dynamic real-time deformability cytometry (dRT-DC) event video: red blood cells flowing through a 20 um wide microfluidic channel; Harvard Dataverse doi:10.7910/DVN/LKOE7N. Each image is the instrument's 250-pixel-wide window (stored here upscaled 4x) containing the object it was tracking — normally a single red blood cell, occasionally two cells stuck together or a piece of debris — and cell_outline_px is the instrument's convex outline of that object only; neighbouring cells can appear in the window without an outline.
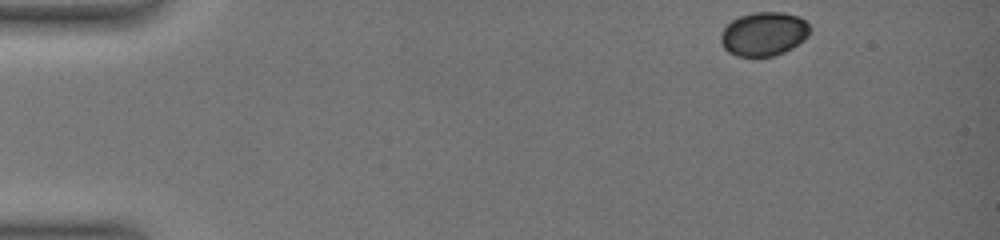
{"species": "common noctule bat (a hibernating species)", "species_latin": "Nyctalus noctula", "temperature_condition": "warm", "stored_images_in_passage": 9, "camera_frame_rate_fps": 3000, "um_per_image_px": 0.085, "animal": {"sex": "female", "body_mass_g": 19.0, "forearm_length_mm": 51.5}, "frame": {"image": 1, "passage_image": 1, "time_ms": 0.0, "image_size_px": [1000, 240], "cell_outline_px": [[812, 28], [808, 36], [804, 40], [792, 48], [784, 52], [772, 56], [736, 56], [728, 52], [724, 48], [720, 40], [720, 36], [724, 28], [732, 20], [740, 16], [752, 12], [784, 12], [800, 16]], "centroid_in_image_um": [64.94, 2.87], "position_along_channel_um": 20.1, "area_um2": 22.95}}
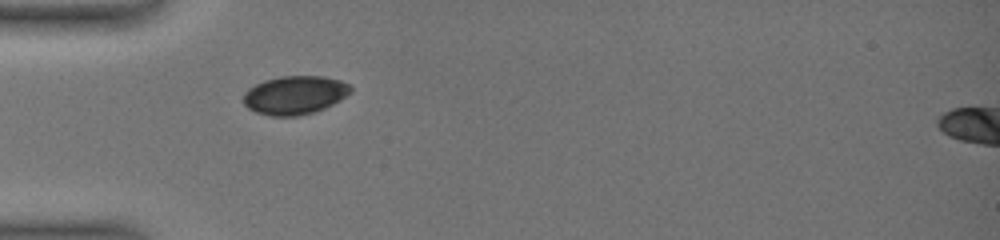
{"frame": {"image": 2, "passage_image": 6, "time_ms": 4.0, "image_size_px": [1000, 240], "cell_outline_px": [[352, 92], [340, 100], [316, 112], [300, 116], [272, 116], [256, 112], [248, 108], [244, 104], [244, 92], [248, 88], [264, 80], [280, 76], [324, 76], [340, 80], [352, 84]], "centroid_in_image_um": [25.09, 8.08], "position_along_channel_um": 59.9, "area_um2": 24.33}}
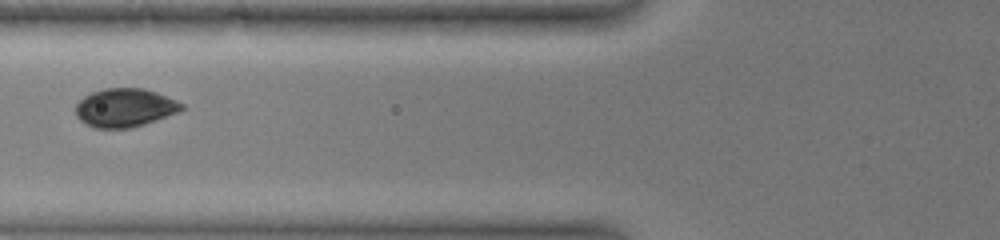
{"frame": {"image": 3, "passage_image": 8, "time_ms": 5.667, "image_size_px": [1000, 240], "cell_outline_px": [[184, 108], [176, 112], [156, 120], [132, 128], [96, 128], [80, 120], [76, 116], [76, 104], [84, 96], [92, 92], [104, 88], [144, 88], [156, 92], [176, 100], [184, 104]], "centroid_in_image_um": [10.6, 9.15], "position_along_channel_um": 115.2, "area_um2": 23.64}}